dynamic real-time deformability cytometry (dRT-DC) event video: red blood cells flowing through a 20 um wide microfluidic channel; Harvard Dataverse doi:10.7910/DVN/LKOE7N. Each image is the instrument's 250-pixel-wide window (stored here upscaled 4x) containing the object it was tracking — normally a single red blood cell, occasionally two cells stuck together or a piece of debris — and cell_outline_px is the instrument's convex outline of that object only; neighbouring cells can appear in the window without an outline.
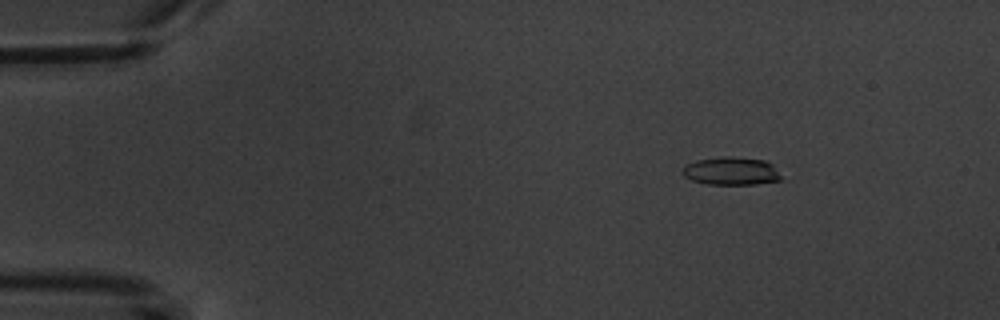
{"species": "common noctule bat (a hibernating species)", "species_latin": "Nyctalus noctula", "temperature_condition": "warm", "stored_images_in_passage": 7, "camera_frame_rate_fps": 3000, "um_per_image_px": 0.085, "animal": {"sex": "male", "body_mass_g": 20.1, "forearm_length_mm": 53.5}, "frame": {"image": 1, "passage_image": 1, "time_ms": 0.0, "image_size_px": [1000, 320], "cell_outline_px": [[784, 180], [756, 184], [708, 184], [692, 180], [684, 176], [680, 172], [688, 164], [696, 160], [724, 156], [728, 156], [764, 160], [772, 164]], "centroid_in_image_um": [62.17, 14.54], "position_along_channel_um": 22.8, "area_um2": 16.07}}
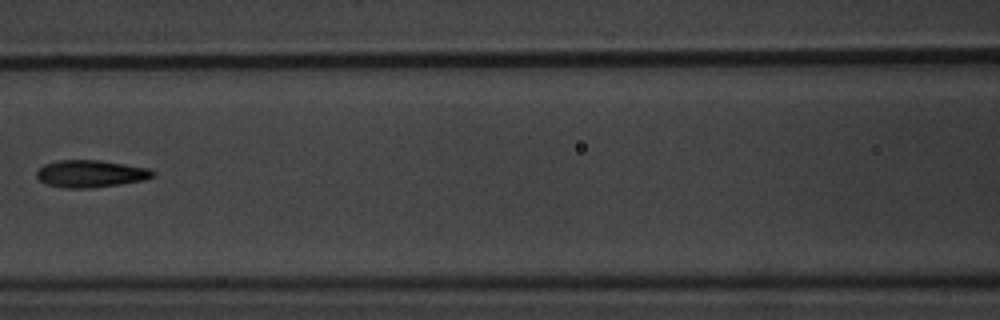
{"frame": {"image": 2, "passage_image": 6, "time_ms": 6.0, "image_size_px": [1000, 320], "cell_outline_px": [[156, 176], [144, 180], [120, 184], [92, 188], [68, 188], [48, 184], [40, 180], [36, 176], [36, 172], [44, 164], [56, 160], [100, 160], [148, 168], [156, 172]], "centroid_in_image_um": [7.73, 14.76], "position_along_channel_um": 158.9, "area_um2": 18.44}}